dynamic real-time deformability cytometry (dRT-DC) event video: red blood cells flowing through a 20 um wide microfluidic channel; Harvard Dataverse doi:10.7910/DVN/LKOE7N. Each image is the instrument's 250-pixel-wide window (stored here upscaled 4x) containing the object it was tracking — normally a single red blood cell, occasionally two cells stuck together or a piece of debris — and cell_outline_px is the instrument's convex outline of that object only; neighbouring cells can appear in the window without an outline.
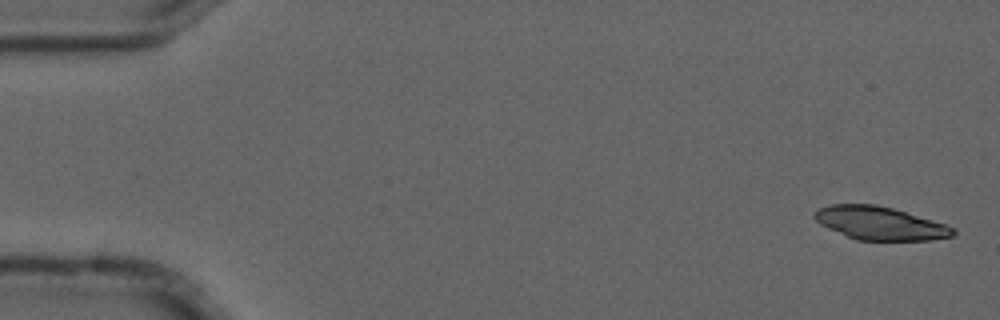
{"species": "common noctule bat (a hibernating species)", "species_latin": "Nyctalus noctula", "temperature_condition": "cold", "stored_images_in_passage": 6, "camera_frame_rate_fps": 3000, "um_per_image_px": 0.085, "animal": {"sex": "male", "forearm_length_mm": 52.5}, "frame": {"image": 1, "passage_image": 1, "time_ms": 0.0, "image_size_px": [1000, 320], "cell_outline_px": [[956, 232], [952, 236], [932, 240], [856, 240], [828, 228], [820, 224], [812, 216], [820, 208], [832, 204], [876, 204], [892, 208], [948, 224], [956, 228]], "centroid_in_image_um": [74.84, 18.98], "position_along_channel_um": 10.2, "area_um2": 26.82}}
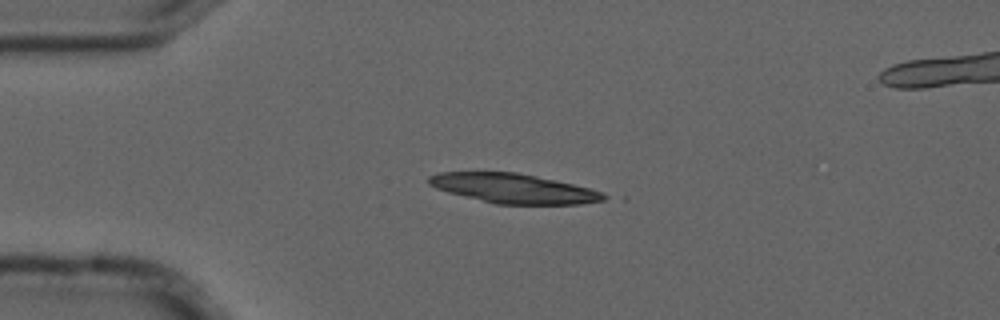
{"frame": {"image": 2, "passage_image": 4, "time_ms": 1.0, "image_size_px": [1000, 320], "cell_outline_px": [[612, 196], [604, 200], [580, 204], [496, 204], [448, 192], [436, 188], [428, 184], [428, 176], [440, 172], [516, 172], [556, 180], [604, 192]], "centroid_in_image_um": [43.68, 16.02], "position_along_channel_um": 41.3, "area_um2": 30.06}}